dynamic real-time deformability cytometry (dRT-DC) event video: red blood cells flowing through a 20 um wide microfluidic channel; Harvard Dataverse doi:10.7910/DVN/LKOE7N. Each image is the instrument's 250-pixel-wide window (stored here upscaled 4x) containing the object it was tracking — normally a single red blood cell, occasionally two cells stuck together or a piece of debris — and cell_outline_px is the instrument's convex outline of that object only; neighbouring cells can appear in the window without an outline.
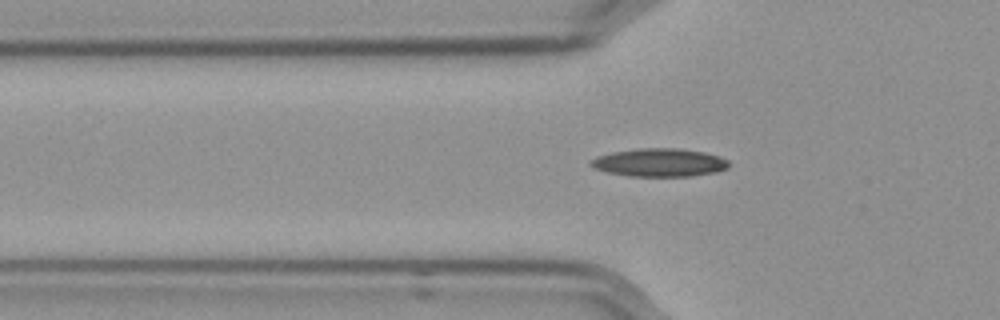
{"species": "Egyptian fruit bat (a non-hibernating species)", "species_latin": "Rousettus aegyptiacus", "temperature_condition": "cold", "stored_images_in_passage": 55, "camera_frame_rate_fps": 3000, "um_per_image_px": 0.085, "frame": {"image": 1, "passage_image": 19, "time_ms": 6.0, "image_size_px": [1000, 320], "cell_outline_px": [[728, 168], [716, 172], [692, 176], [628, 176], [608, 172], [592, 168], [588, 164], [596, 156], [612, 152], [640, 148], [680, 148], [704, 152], [720, 156], [728, 160]], "centroid_in_image_um": [56.05, 13.81], "position_along_channel_um": 69.8, "area_um2": 22.77}}
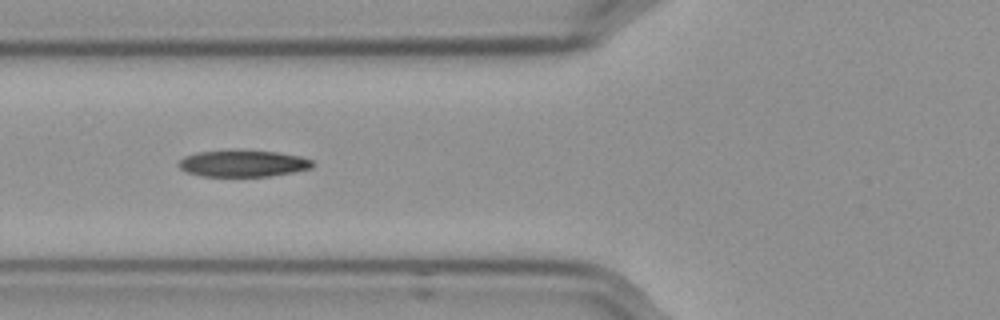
{"frame": {"image": 2, "passage_image": 22, "time_ms": 7.0, "image_size_px": [1000, 320], "cell_outline_px": [[316, 164], [312, 168], [292, 172], [268, 176], [200, 176], [188, 172], [180, 168], [176, 164], [184, 156], [196, 152], [232, 148], [240, 148], [276, 152], [300, 156], [312, 160]], "centroid_in_image_um": [20.63, 13.85], "position_along_channel_um": 105.2, "area_um2": 21.44}}
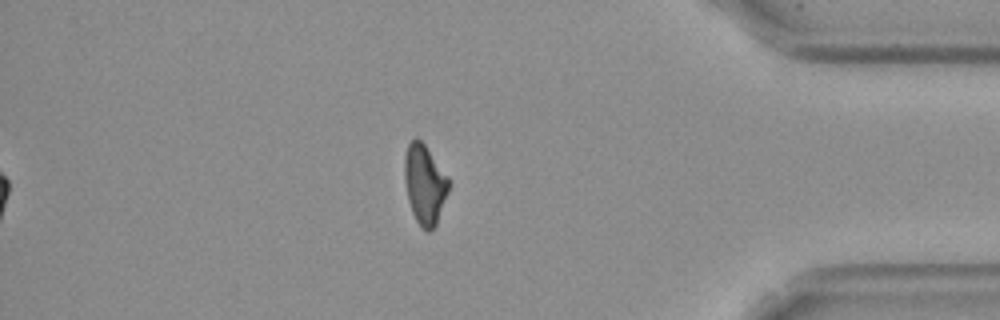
{"frame": {"image": 3, "passage_image": 49, "time_ms": 16.0, "image_size_px": [1000, 320], "cell_outline_px": [[452, 184], [436, 224], [428, 232], [420, 228], [412, 212], [408, 200], [404, 180], [404, 156], [408, 144], [416, 136], [424, 144], [448, 176]], "centroid_in_image_um": [36.11, 15.67], "position_along_channel_um": 399.1, "area_um2": 20.75}}